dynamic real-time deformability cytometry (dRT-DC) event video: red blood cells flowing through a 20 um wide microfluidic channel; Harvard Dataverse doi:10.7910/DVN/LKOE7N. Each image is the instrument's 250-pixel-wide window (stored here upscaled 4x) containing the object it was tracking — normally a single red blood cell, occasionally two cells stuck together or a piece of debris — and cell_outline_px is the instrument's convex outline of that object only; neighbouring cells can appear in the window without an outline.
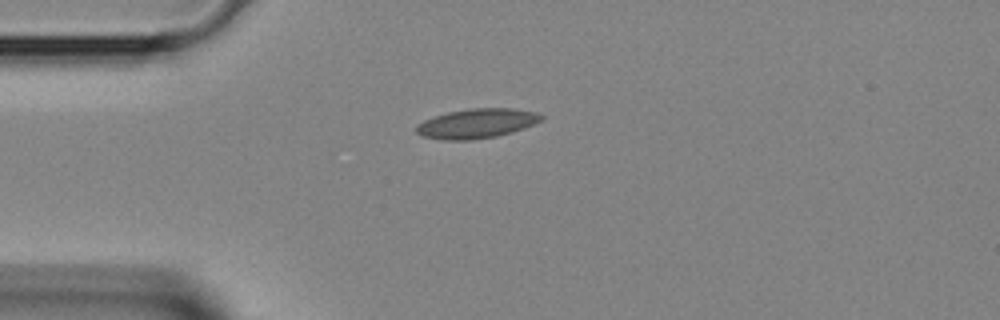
{"species": "Egyptian fruit bat (a non-hibernating species)", "species_latin": "Rousettus aegyptiacus", "temperature_condition": "room temperature", "stored_images_in_passage": 1, "camera_frame_rate_fps": 3000, "um_per_image_px": 0.085, "animal": {"sex": "female"}, "frame": {"image": 1, "passage_image": 1, "time_ms": 0.0, "image_size_px": [1000, 320], "cell_outline_px": [[544, 120], [536, 124], [512, 132], [496, 136], [472, 140], [444, 140], [424, 136], [416, 132], [416, 124], [424, 120], [448, 112], [468, 108], [512, 108], [536, 112], [544, 116]], "centroid_in_image_um": [40.57, 10.49], "position_along_channel_um": 44.4, "area_um2": 21.62}}